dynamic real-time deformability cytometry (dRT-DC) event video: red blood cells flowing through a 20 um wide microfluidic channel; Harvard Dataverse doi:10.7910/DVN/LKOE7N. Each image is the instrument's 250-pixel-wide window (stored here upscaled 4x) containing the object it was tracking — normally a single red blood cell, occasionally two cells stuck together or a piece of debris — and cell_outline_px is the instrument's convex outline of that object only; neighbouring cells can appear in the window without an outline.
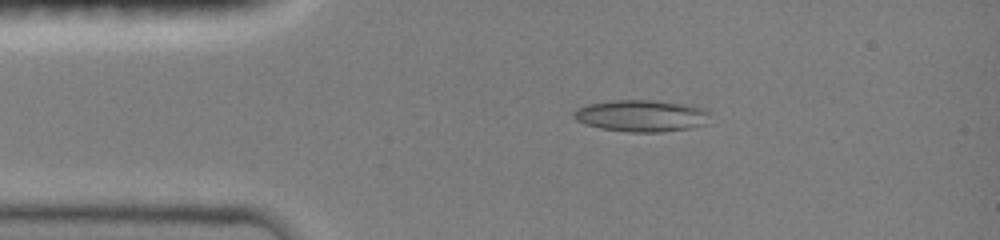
{"species": "common noctule bat (a hibernating species)", "species_latin": "Nyctalus noctula", "temperature_condition": "room temperature", "stored_images_in_passage": 12, "camera_frame_rate_fps": 3000, "um_per_image_px": 0.085, "animal": {"sex": "female", "body_mass_g": 19.0, "forearm_length_mm": 51.5}, "frame": {"image": 1, "passage_image": 1, "time_ms": 0.0, "image_size_px": [1000, 240], "cell_outline_px": [[708, 112], [704, 124], [692, 128], [660, 132], [628, 132], [600, 128], [584, 124], [576, 120], [572, 116], [572, 112], [576, 108], [588, 104], [612, 100], [652, 100], [684, 104], [704, 108]], "centroid_in_image_um": [54.45, 9.84], "position_along_channel_um": 30.6, "area_um2": 25.2}}
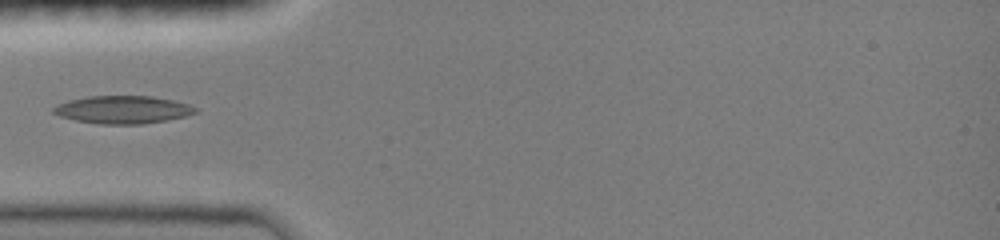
{"frame": {"image": 2, "passage_image": 4, "time_ms": 2.0, "image_size_px": [1000, 240], "cell_outline_px": [[200, 112], [184, 116], [164, 120], [140, 124], [100, 124], [76, 120], [60, 116], [52, 112], [52, 108], [68, 100], [88, 96], [152, 96], [172, 100], [188, 104], [200, 108]], "centroid_in_image_um": [10.47, 9.31], "position_along_channel_um": 74.5, "area_um2": 22.89}}
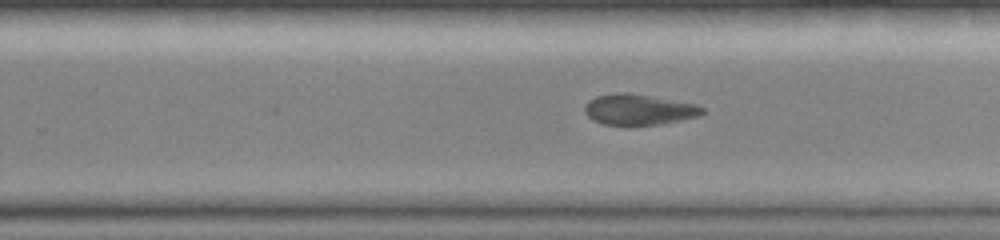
{"frame": {"image": 3, "passage_image": 12, "time_ms": 7.0, "image_size_px": [1000, 240], "cell_outline_px": [[708, 112], [696, 116], [680, 120], [660, 124], [604, 124], [592, 120], [584, 112], [584, 104], [588, 100], [596, 96], [616, 92], [628, 92], [696, 104], [704, 108]], "centroid_in_image_um": [54.27, 9.29], "position_along_channel_um": 275.5, "area_um2": 20.98}}